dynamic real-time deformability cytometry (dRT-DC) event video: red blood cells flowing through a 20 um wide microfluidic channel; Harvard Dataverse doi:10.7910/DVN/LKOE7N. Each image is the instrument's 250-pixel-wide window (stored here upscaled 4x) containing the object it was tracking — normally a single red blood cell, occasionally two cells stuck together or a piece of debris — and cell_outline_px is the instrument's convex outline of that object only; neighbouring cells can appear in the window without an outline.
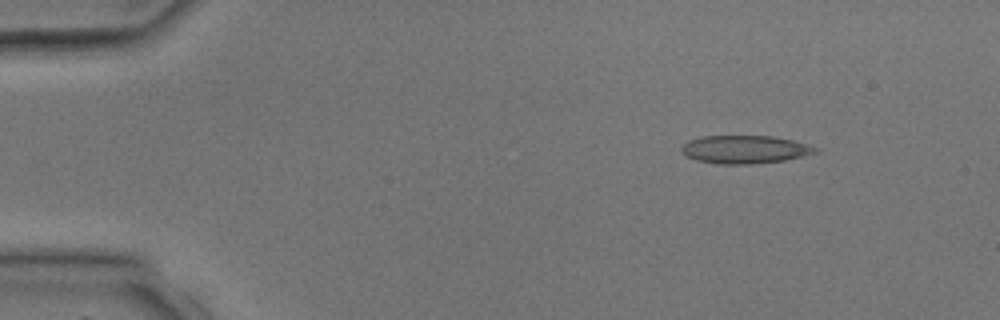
{"species": "common noctule bat (a hibernating species)", "species_latin": "Nyctalus noctula", "temperature_condition": "room temperature", "stored_images_in_passage": 4, "camera_frame_rate_fps": 3000, "um_per_image_px": 0.085, "animal": {"sex": "male", "body_mass_g": 17.9, "forearm_length_mm": 54.2}, "frame": {"image": 1, "passage_image": 2, "time_ms": 1.333, "image_size_px": [1000, 320], "cell_outline_px": [[820, 152], [784, 160], [752, 164], [716, 164], [696, 160], [684, 156], [680, 152], [680, 148], [688, 140], [704, 136], [772, 136], [792, 140], [820, 148]], "centroid_in_image_um": [63.28, 12.71], "position_along_channel_um": 21.7, "area_um2": 22.08}}
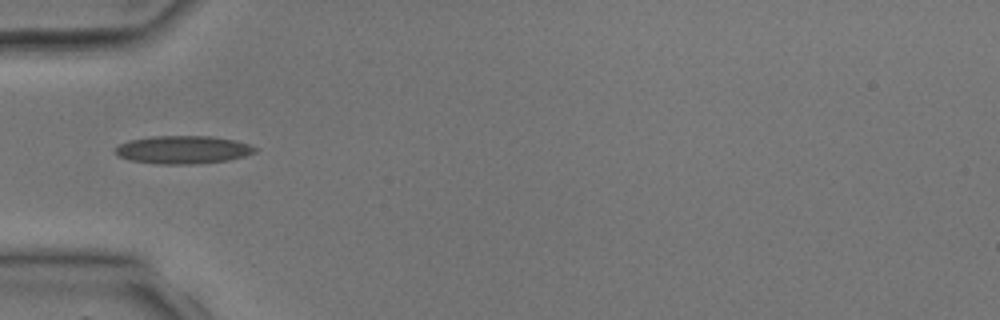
{"frame": {"image": 2, "passage_image": 4, "time_ms": 4.0, "image_size_px": [1000, 320], "cell_outline_px": [[260, 148], [256, 152], [244, 156], [228, 160], [196, 164], [160, 164], [128, 160], [120, 156], [116, 152], [116, 148], [120, 144], [128, 140], [152, 136], [212, 136], [236, 140]], "centroid_in_image_um": [15.59, 12.72], "position_along_channel_um": 69.4, "area_um2": 22.89}}